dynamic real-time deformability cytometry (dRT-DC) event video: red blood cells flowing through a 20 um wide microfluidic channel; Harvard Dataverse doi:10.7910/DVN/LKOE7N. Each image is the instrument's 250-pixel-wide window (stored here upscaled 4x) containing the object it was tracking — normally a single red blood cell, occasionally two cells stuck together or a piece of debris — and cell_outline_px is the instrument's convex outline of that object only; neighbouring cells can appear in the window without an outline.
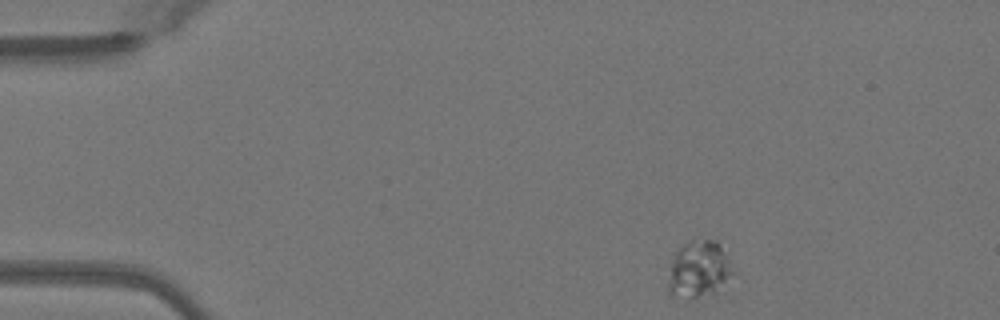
{"species": "Egyptian fruit bat (a non-hibernating species)", "species_latin": "Rousettus aegyptiacus", "temperature_condition": "warm", "stored_images_in_passage": 45, "camera_frame_rate_fps": 3000, "um_per_image_px": 0.085, "animal": {"sex": "female"}, "frame": {"image": 1, "passage_image": 1, "time_ms": 0.0, "image_size_px": [1000, 320], "cell_outline_px": [[736, 272], [716, 292], [688, 300], [668, 296], [668, 268], [676, 252], [688, 240], [716, 240]], "centroid_in_image_um": [59.36, 22.94], "position_along_channel_um": 25.6, "area_um2": 21.79}}
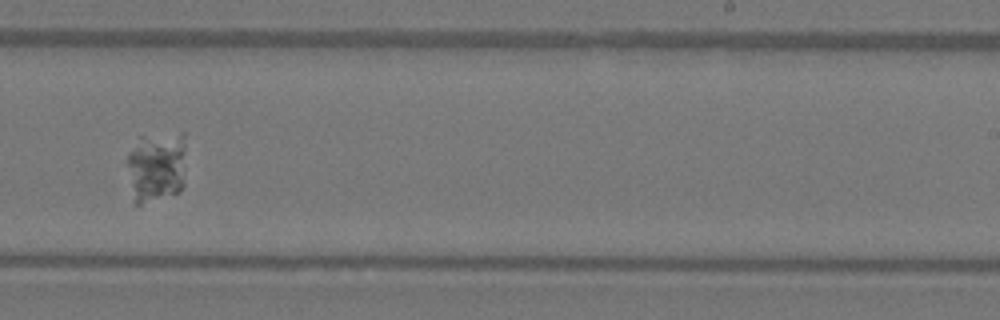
{"frame": {"image": 2, "passage_image": 26, "time_ms": 8.333, "image_size_px": [1000, 320], "cell_outline_px": [[184, 184], [180, 192], [140, 204], [136, 204], [128, 164], [128, 152], [140, 136], [180, 132], [184, 132]], "centroid_in_image_um": [13.35, 14.12], "position_along_channel_um": 275.7, "area_um2": 24.16}}
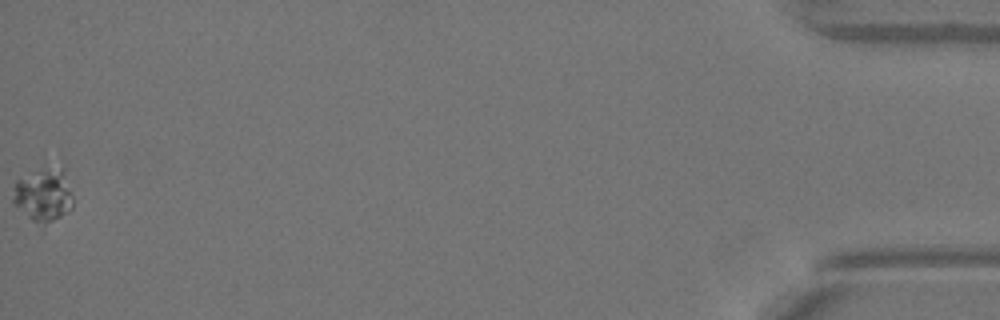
{"frame": {"image": 3, "passage_image": 45, "time_ms": 14.667, "image_size_px": [1000, 320], "cell_outline_px": [[72, 208], [68, 212], [52, 220], [32, 220], [12, 204], [12, 200], [16, 180], [44, 164], [64, 164], [72, 192]], "centroid_in_image_um": [3.73, 16.4], "position_along_channel_um": 431.5, "area_um2": 19.19}}